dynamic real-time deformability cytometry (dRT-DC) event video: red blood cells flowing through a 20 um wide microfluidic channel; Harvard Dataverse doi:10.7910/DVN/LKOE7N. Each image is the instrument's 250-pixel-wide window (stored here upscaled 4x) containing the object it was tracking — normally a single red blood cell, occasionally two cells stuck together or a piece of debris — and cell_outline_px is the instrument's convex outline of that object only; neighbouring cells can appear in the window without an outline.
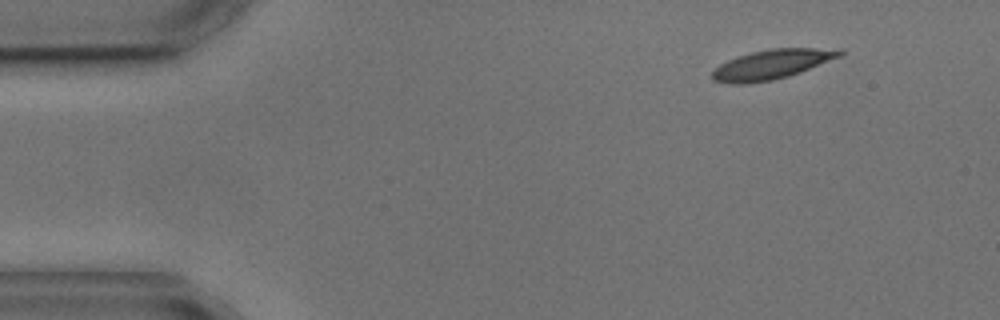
{"species": "common noctule bat (a hibernating species)", "species_latin": "Nyctalus noctula", "temperature_condition": "cold", "stored_images_in_passage": 5, "segment_of_instrument_passage": [2, 2], "camera_frame_rate_fps": 3000, "um_per_image_px": 0.085, "animal": {"sex": "male", "body_mass_g": 17.9, "forearm_length_mm": 54.2}, "frame": {"image": 1, "passage_image": 5, "time_ms": 5.0, "image_size_px": [1000, 320], "cell_outline_px": [[844, 52], [840, 56], [800, 72], [788, 76], [772, 80], [744, 84], [728, 84], [712, 80], [712, 72], [720, 64], [728, 60], [752, 52], [772, 48], [844, 48]], "centroid_in_image_um": [65.61, 5.47], "position_along_channel_um": 19.4, "area_um2": 21.85}}